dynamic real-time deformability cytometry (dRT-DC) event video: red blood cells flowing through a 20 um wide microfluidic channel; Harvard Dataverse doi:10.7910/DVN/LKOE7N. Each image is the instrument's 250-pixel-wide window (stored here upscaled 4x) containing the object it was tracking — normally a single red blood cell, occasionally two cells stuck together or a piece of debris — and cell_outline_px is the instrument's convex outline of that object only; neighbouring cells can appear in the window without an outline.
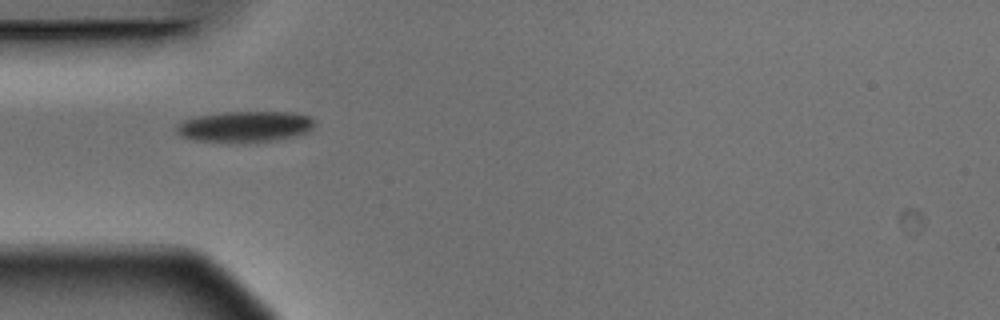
{"species": "Egyptian fruit bat (a non-hibernating species)", "species_latin": "Rousettus aegyptiacus", "temperature_condition": "warm", "stored_images_in_passage": 2, "camera_frame_rate_fps": 3000, "um_per_image_px": 0.085, "animal": {"sex": "male"}, "frame": {"image": 1, "passage_image": 1, "time_ms": 0.0, "image_size_px": [1000, 320], "cell_outline_px": [[316, 124], [308, 132], [292, 136], [272, 140], [196, 140], [184, 136], [176, 132], [176, 128], [184, 120], [200, 116], [224, 112], [292, 112], [308, 116]], "centroid_in_image_um": [20.88, 10.72], "position_along_channel_um": 64.1, "area_um2": 23.7}}
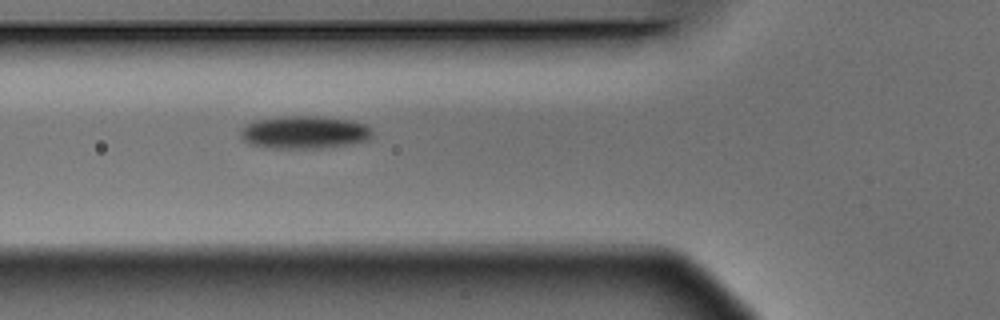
{"frame": {"image": 2, "passage_image": 2, "time_ms": 0.333, "image_size_px": [1000, 320], "cell_outline_px": [[372, 136], [368, 140], [348, 144], [320, 148], [264, 148], [248, 144], [240, 136], [240, 132], [248, 124], [256, 120], [276, 116], [324, 116], [352, 120], [364, 124], [372, 128]], "centroid_in_image_um": [25.88, 11.24], "position_along_channel_um": 99.9, "area_um2": 25.43}}